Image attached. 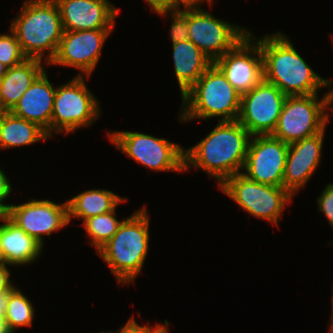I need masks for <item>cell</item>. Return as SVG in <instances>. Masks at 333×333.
<instances>
[{"label":"cell","mask_w":333,"mask_h":333,"mask_svg":"<svg viewBox=\"0 0 333 333\" xmlns=\"http://www.w3.org/2000/svg\"><path fill=\"white\" fill-rule=\"evenodd\" d=\"M0 224L1 248L8 266H20L33 263L42 252L43 246L27 235L6 216Z\"/></svg>","instance_id":"obj_21"},{"label":"cell","mask_w":333,"mask_h":333,"mask_svg":"<svg viewBox=\"0 0 333 333\" xmlns=\"http://www.w3.org/2000/svg\"><path fill=\"white\" fill-rule=\"evenodd\" d=\"M110 141L128 157L153 171L184 172V148L167 139L130 131H111Z\"/></svg>","instance_id":"obj_9"},{"label":"cell","mask_w":333,"mask_h":333,"mask_svg":"<svg viewBox=\"0 0 333 333\" xmlns=\"http://www.w3.org/2000/svg\"><path fill=\"white\" fill-rule=\"evenodd\" d=\"M328 108L333 111V106H330L333 104V89L331 91L328 90Z\"/></svg>","instance_id":"obj_37"},{"label":"cell","mask_w":333,"mask_h":333,"mask_svg":"<svg viewBox=\"0 0 333 333\" xmlns=\"http://www.w3.org/2000/svg\"><path fill=\"white\" fill-rule=\"evenodd\" d=\"M63 31L113 29L118 9L109 0H54Z\"/></svg>","instance_id":"obj_16"},{"label":"cell","mask_w":333,"mask_h":333,"mask_svg":"<svg viewBox=\"0 0 333 333\" xmlns=\"http://www.w3.org/2000/svg\"><path fill=\"white\" fill-rule=\"evenodd\" d=\"M148 2L152 11L159 12V11H169L171 10V0H145Z\"/></svg>","instance_id":"obj_32"},{"label":"cell","mask_w":333,"mask_h":333,"mask_svg":"<svg viewBox=\"0 0 333 333\" xmlns=\"http://www.w3.org/2000/svg\"><path fill=\"white\" fill-rule=\"evenodd\" d=\"M55 93L56 87L53 88L44 70L10 112L15 116L38 124L51 138V119Z\"/></svg>","instance_id":"obj_18"},{"label":"cell","mask_w":333,"mask_h":333,"mask_svg":"<svg viewBox=\"0 0 333 333\" xmlns=\"http://www.w3.org/2000/svg\"><path fill=\"white\" fill-rule=\"evenodd\" d=\"M168 329L169 328L165 329L162 333H168Z\"/></svg>","instance_id":"obj_42"},{"label":"cell","mask_w":333,"mask_h":333,"mask_svg":"<svg viewBox=\"0 0 333 333\" xmlns=\"http://www.w3.org/2000/svg\"><path fill=\"white\" fill-rule=\"evenodd\" d=\"M168 326V321L165 320L163 325L157 324L151 329L150 325H139L134 317H131L117 333H162Z\"/></svg>","instance_id":"obj_28"},{"label":"cell","mask_w":333,"mask_h":333,"mask_svg":"<svg viewBox=\"0 0 333 333\" xmlns=\"http://www.w3.org/2000/svg\"><path fill=\"white\" fill-rule=\"evenodd\" d=\"M0 333H10L5 323V316L0 314Z\"/></svg>","instance_id":"obj_35"},{"label":"cell","mask_w":333,"mask_h":333,"mask_svg":"<svg viewBox=\"0 0 333 333\" xmlns=\"http://www.w3.org/2000/svg\"><path fill=\"white\" fill-rule=\"evenodd\" d=\"M329 332L333 333V328H330V329H329Z\"/></svg>","instance_id":"obj_43"},{"label":"cell","mask_w":333,"mask_h":333,"mask_svg":"<svg viewBox=\"0 0 333 333\" xmlns=\"http://www.w3.org/2000/svg\"><path fill=\"white\" fill-rule=\"evenodd\" d=\"M256 41L262 52L264 80L287 96L318 94L320 88H331V81L315 73L282 32Z\"/></svg>","instance_id":"obj_2"},{"label":"cell","mask_w":333,"mask_h":333,"mask_svg":"<svg viewBox=\"0 0 333 333\" xmlns=\"http://www.w3.org/2000/svg\"><path fill=\"white\" fill-rule=\"evenodd\" d=\"M188 39L215 62L248 34V29L214 17L201 6L188 7Z\"/></svg>","instance_id":"obj_10"},{"label":"cell","mask_w":333,"mask_h":333,"mask_svg":"<svg viewBox=\"0 0 333 333\" xmlns=\"http://www.w3.org/2000/svg\"><path fill=\"white\" fill-rule=\"evenodd\" d=\"M10 291L11 290H6L3 292H0V314L4 315V316H5L6 310H7Z\"/></svg>","instance_id":"obj_34"},{"label":"cell","mask_w":333,"mask_h":333,"mask_svg":"<svg viewBox=\"0 0 333 333\" xmlns=\"http://www.w3.org/2000/svg\"><path fill=\"white\" fill-rule=\"evenodd\" d=\"M185 9V10H184ZM183 10L175 8L169 11L156 12L158 15H169L172 19V25L170 29V37L172 44L188 40V7H184Z\"/></svg>","instance_id":"obj_27"},{"label":"cell","mask_w":333,"mask_h":333,"mask_svg":"<svg viewBox=\"0 0 333 333\" xmlns=\"http://www.w3.org/2000/svg\"><path fill=\"white\" fill-rule=\"evenodd\" d=\"M49 138L38 124L15 116L10 111L0 112V149L31 145Z\"/></svg>","instance_id":"obj_22"},{"label":"cell","mask_w":333,"mask_h":333,"mask_svg":"<svg viewBox=\"0 0 333 333\" xmlns=\"http://www.w3.org/2000/svg\"><path fill=\"white\" fill-rule=\"evenodd\" d=\"M172 46L175 75L182 97L214 62L189 39Z\"/></svg>","instance_id":"obj_19"},{"label":"cell","mask_w":333,"mask_h":333,"mask_svg":"<svg viewBox=\"0 0 333 333\" xmlns=\"http://www.w3.org/2000/svg\"><path fill=\"white\" fill-rule=\"evenodd\" d=\"M11 191L12 187L9 179L4 171L0 169V205H7L4 204V201L10 196Z\"/></svg>","instance_id":"obj_30"},{"label":"cell","mask_w":333,"mask_h":333,"mask_svg":"<svg viewBox=\"0 0 333 333\" xmlns=\"http://www.w3.org/2000/svg\"><path fill=\"white\" fill-rule=\"evenodd\" d=\"M253 39L249 32L232 50L214 62L241 95L264 79L262 52L257 41L252 43Z\"/></svg>","instance_id":"obj_14"},{"label":"cell","mask_w":333,"mask_h":333,"mask_svg":"<svg viewBox=\"0 0 333 333\" xmlns=\"http://www.w3.org/2000/svg\"><path fill=\"white\" fill-rule=\"evenodd\" d=\"M113 29L63 31L55 57L48 65L74 67L90 77L99 62L103 44Z\"/></svg>","instance_id":"obj_15"},{"label":"cell","mask_w":333,"mask_h":333,"mask_svg":"<svg viewBox=\"0 0 333 333\" xmlns=\"http://www.w3.org/2000/svg\"><path fill=\"white\" fill-rule=\"evenodd\" d=\"M205 0H171V10L175 8H180V6L184 7H192V6H199L201 5V2ZM209 5H212L211 3L213 1L211 0H206ZM182 4V5H181Z\"/></svg>","instance_id":"obj_33"},{"label":"cell","mask_w":333,"mask_h":333,"mask_svg":"<svg viewBox=\"0 0 333 333\" xmlns=\"http://www.w3.org/2000/svg\"><path fill=\"white\" fill-rule=\"evenodd\" d=\"M34 306L20 289L15 286L10 291L5 323L10 333H15L18 327H29L34 318Z\"/></svg>","instance_id":"obj_24"},{"label":"cell","mask_w":333,"mask_h":333,"mask_svg":"<svg viewBox=\"0 0 333 333\" xmlns=\"http://www.w3.org/2000/svg\"><path fill=\"white\" fill-rule=\"evenodd\" d=\"M218 187L250 215L277 226L285 205L292 199L284 187L261 184L243 173L227 178Z\"/></svg>","instance_id":"obj_8"},{"label":"cell","mask_w":333,"mask_h":333,"mask_svg":"<svg viewBox=\"0 0 333 333\" xmlns=\"http://www.w3.org/2000/svg\"><path fill=\"white\" fill-rule=\"evenodd\" d=\"M182 99L180 122L219 116V121H234L239 116L241 94L214 63Z\"/></svg>","instance_id":"obj_5"},{"label":"cell","mask_w":333,"mask_h":333,"mask_svg":"<svg viewBox=\"0 0 333 333\" xmlns=\"http://www.w3.org/2000/svg\"><path fill=\"white\" fill-rule=\"evenodd\" d=\"M125 200L126 198L106 189L84 191L67 200L68 221L70 223L72 217H76L84 222L91 217L114 211Z\"/></svg>","instance_id":"obj_23"},{"label":"cell","mask_w":333,"mask_h":333,"mask_svg":"<svg viewBox=\"0 0 333 333\" xmlns=\"http://www.w3.org/2000/svg\"><path fill=\"white\" fill-rule=\"evenodd\" d=\"M6 217L42 246L43 235L49 237L69 224L67 201L56 204L49 199H31L24 204L7 205Z\"/></svg>","instance_id":"obj_13"},{"label":"cell","mask_w":333,"mask_h":333,"mask_svg":"<svg viewBox=\"0 0 333 333\" xmlns=\"http://www.w3.org/2000/svg\"><path fill=\"white\" fill-rule=\"evenodd\" d=\"M250 139V133L237 120L219 121L205 138L185 150L184 171L191 166L202 169L220 186L242 172Z\"/></svg>","instance_id":"obj_1"},{"label":"cell","mask_w":333,"mask_h":333,"mask_svg":"<svg viewBox=\"0 0 333 333\" xmlns=\"http://www.w3.org/2000/svg\"><path fill=\"white\" fill-rule=\"evenodd\" d=\"M7 205H0V221L6 216Z\"/></svg>","instance_id":"obj_39"},{"label":"cell","mask_w":333,"mask_h":333,"mask_svg":"<svg viewBox=\"0 0 333 333\" xmlns=\"http://www.w3.org/2000/svg\"><path fill=\"white\" fill-rule=\"evenodd\" d=\"M115 213L116 209L91 217L83 222L84 229L91 238L90 243L96 248V252L113 237L123 222V220L116 219Z\"/></svg>","instance_id":"obj_25"},{"label":"cell","mask_w":333,"mask_h":333,"mask_svg":"<svg viewBox=\"0 0 333 333\" xmlns=\"http://www.w3.org/2000/svg\"><path fill=\"white\" fill-rule=\"evenodd\" d=\"M327 108V93L322 99L318 94L287 96L272 136L291 144L321 132L329 121Z\"/></svg>","instance_id":"obj_7"},{"label":"cell","mask_w":333,"mask_h":333,"mask_svg":"<svg viewBox=\"0 0 333 333\" xmlns=\"http://www.w3.org/2000/svg\"><path fill=\"white\" fill-rule=\"evenodd\" d=\"M332 317H331V324H330V327L329 328H333V294H332Z\"/></svg>","instance_id":"obj_40"},{"label":"cell","mask_w":333,"mask_h":333,"mask_svg":"<svg viewBox=\"0 0 333 333\" xmlns=\"http://www.w3.org/2000/svg\"><path fill=\"white\" fill-rule=\"evenodd\" d=\"M44 70L42 60L33 58L8 68L0 80V112L10 111Z\"/></svg>","instance_id":"obj_20"},{"label":"cell","mask_w":333,"mask_h":333,"mask_svg":"<svg viewBox=\"0 0 333 333\" xmlns=\"http://www.w3.org/2000/svg\"><path fill=\"white\" fill-rule=\"evenodd\" d=\"M289 144L272 135L251 136L241 172L261 184L283 187Z\"/></svg>","instance_id":"obj_12"},{"label":"cell","mask_w":333,"mask_h":333,"mask_svg":"<svg viewBox=\"0 0 333 333\" xmlns=\"http://www.w3.org/2000/svg\"><path fill=\"white\" fill-rule=\"evenodd\" d=\"M6 265H8V263L1 248V240H0V267H6Z\"/></svg>","instance_id":"obj_36"},{"label":"cell","mask_w":333,"mask_h":333,"mask_svg":"<svg viewBox=\"0 0 333 333\" xmlns=\"http://www.w3.org/2000/svg\"><path fill=\"white\" fill-rule=\"evenodd\" d=\"M84 75H76L64 85L56 87L51 119L52 132L65 135L84 126H91L100 116L101 108L88 89Z\"/></svg>","instance_id":"obj_6"},{"label":"cell","mask_w":333,"mask_h":333,"mask_svg":"<svg viewBox=\"0 0 333 333\" xmlns=\"http://www.w3.org/2000/svg\"><path fill=\"white\" fill-rule=\"evenodd\" d=\"M319 212H323L333 229V183L327 184L322 194L317 198Z\"/></svg>","instance_id":"obj_29"},{"label":"cell","mask_w":333,"mask_h":333,"mask_svg":"<svg viewBox=\"0 0 333 333\" xmlns=\"http://www.w3.org/2000/svg\"><path fill=\"white\" fill-rule=\"evenodd\" d=\"M149 238V216L143 206L123 219L113 237L96 252L120 285L132 283L141 272L148 255Z\"/></svg>","instance_id":"obj_4"},{"label":"cell","mask_w":333,"mask_h":333,"mask_svg":"<svg viewBox=\"0 0 333 333\" xmlns=\"http://www.w3.org/2000/svg\"><path fill=\"white\" fill-rule=\"evenodd\" d=\"M325 129L289 144L283 187L293 196L307 184L321 161Z\"/></svg>","instance_id":"obj_17"},{"label":"cell","mask_w":333,"mask_h":333,"mask_svg":"<svg viewBox=\"0 0 333 333\" xmlns=\"http://www.w3.org/2000/svg\"><path fill=\"white\" fill-rule=\"evenodd\" d=\"M101 333H117V332H112V331L104 332V331H102Z\"/></svg>","instance_id":"obj_41"},{"label":"cell","mask_w":333,"mask_h":333,"mask_svg":"<svg viewBox=\"0 0 333 333\" xmlns=\"http://www.w3.org/2000/svg\"><path fill=\"white\" fill-rule=\"evenodd\" d=\"M8 67L0 62V80L6 74Z\"/></svg>","instance_id":"obj_38"},{"label":"cell","mask_w":333,"mask_h":333,"mask_svg":"<svg viewBox=\"0 0 333 333\" xmlns=\"http://www.w3.org/2000/svg\"><path fill=\"white\" fill-rule=\"evenodd\" d=\"M0 34V62L11 68L22 63L27 57L23 54L15 33Z\"/></svg>","instance_id":"obj_26"},{"label":"cell","mask_w":333,"mask_h":333,"mask_svg":"<svg viewBox=\"0 0 333 333\" xmlns=\"http://www.w3.org/2000/svg\"><path fill=\"white\" fill-rule=\"evenodd\" d=\"M287 98L276 85L264 79L249 92L241 95L237 121L250 133L272 135Z\"/></svg>","instance_id":"obj_11"},{"label":"cell","mask_w":333,"mask_h":333,"mask_svg":"<svg viewBox=\"0 0 333 333\" xmlns=\"http://www.w3.org/2000/svg\"><path fill=\"white\" fill-rule=\"evenodd\" d=\"M10 29L15 33L27 58L47 64L55 57L63 34L60 10L54 0H25Z\"/></svg>","instance_id":"obj_3"},{"label":"cell","mask_w":333,"mask_h":333,"mask_svg":"<svg viewBox=\"0 0 333 333\" xmlns=\"http://www.w3.org/2000/svg\"><path fill=\"white\" fill-rule=\"evenodd\" d=\"M10 281V271L6 267H0V292L12 290L15 286Z\"/></svg>","instance_id":"obj_31"}]
</instances>
